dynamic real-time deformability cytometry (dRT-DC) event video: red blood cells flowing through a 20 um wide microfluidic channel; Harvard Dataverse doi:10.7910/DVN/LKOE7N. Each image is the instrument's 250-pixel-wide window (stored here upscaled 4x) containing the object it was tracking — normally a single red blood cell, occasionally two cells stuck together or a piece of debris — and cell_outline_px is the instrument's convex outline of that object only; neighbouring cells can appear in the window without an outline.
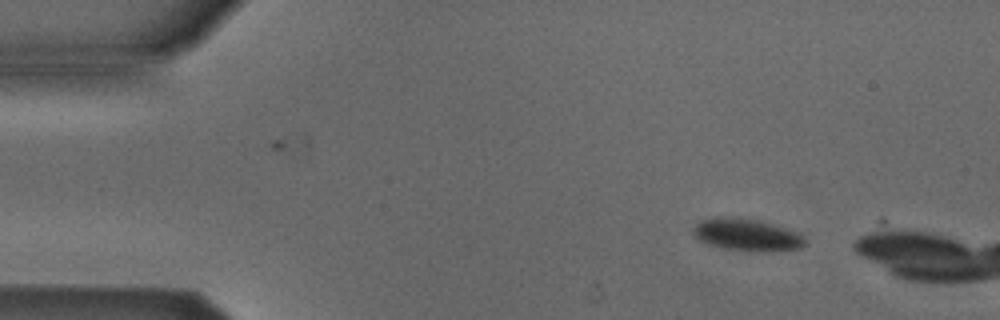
{"species": "Egyptian fruit bat (a non-hibernating species)", "species_latin": "Rousettus aegyptiacus", "temperature_condition": "cold", "stored_images_in_passage": 3, "camera_frame_rate_fps": 3000, "um_per_image_px": 0.085, "animal": {"sex": "male"}, "frame": {"image": 1, "passage_image": 1, "time_ms": 0.0, "image_size_px": [1000, 320], "cell_outline_px": [[808, 244], [804, 248], [772, 252], [756, 252], [724, 248], [708, 244], [700, 240], [692, 232], [692, 228], [696, 224], [704, 220], [716, 216], [736, 216], [760, 220], [800, 232], [808, 240]], "centroid_in_image_um": [63.58, 19.96], "position_along_channel_um": 21.4, "area_um2": 21.68}}